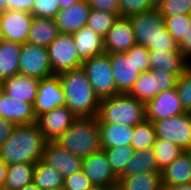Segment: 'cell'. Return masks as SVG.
<instances>
[{
    "label": "cell",
    "instance_id": "6da1fadb",
    "mask_svg": "<svg viewBox=\"0 0 191 190\" xmlns=\"http://www.w3.org/2000/svg\"><path fill=\"white\" fill-rule=\"evenodd\" d=\"M46 143L37 123L16 125L10 138L0 147V160L6 165L36 164L42 159Z\"/></svg>",
    "mask_w": 191,
    "mask_h": 190
},
{
    "label": "cell",
    "instance_id": "7a4b0ae2",
    "mask_svg": "<svg viewBox=\"0 0 191 190\" xmlns=\"http://www.w3.org/2000/svg\"><path fill=\"white\" fill-rule=\"evenodd\" d=\"M65 93L66 107L77 118L97 116L100 99L82 67L58 74Z\"/></svg>",
    "mask_w": 191,
    "mask_h": 190
},
{
    "label": "cell",
    "instance_id": "3957f363",
    "mask_svg": "<svg viewBox=\"0 0 191 190\" xmlns=\"http://www.w3.org/2000/svg\"><path fill=\"white\" fill-rule=\"evenodd\" d=\"M136 43L149 50L180 51L178 43L166 29L165 19L157 8L129 16Z\"/></svg>",
    "mask_w": 191,
    "mask_h": 190
},
{
    "label": "cell",
    "instance_id": "277c9868",
    "mask_svg": "<svg viewBox=\"0 0 191 190\" xmlns=\"http://www.w3.org/2000/svg\"><path fill=\"white\" fill-rule=\"evenodd\" d=\"M118 93L128 94L142 72L150 70L149 49L135 44L127 52L109 53Z\"/></svg>",
    "mask_w": 191,
    "mask_h": 190
},
{
    "label": "cell",
    "instance_id": "5b68a950",
    "mask_svg": "<svg viewBox=\"0 0 191 190\" xmlns=\"http://www.w3.org/2000/svg\"><path fill=\"white\" fill-rule=\"evenodd\" d=\"M56 143L82 159L102 150L97 116L77 118Z\"/></svg>",
    "mask_w": 191,
    "mask_h": 190
},
{
    "label": "cell",
    "instance_id": "8992f818",
    "mask_svg": "<svg viewBox=\"0 0 191 190\" xmlns=\"http://www.w3.org/2000/svg\"><path fill=\"white\" fill-rule=\"evenodd\" d=\"M97 118L98 123L136 126L146 120L145 104L129 94L119 93L100 100Z\"/></svg>",
    "mask_w": 191,
    "mask_h": 190
},
{
    "label": "cell",
    "instance_id": "52a82bcc",
    "mask_svg": "<svg viewBox=\"0 0 191 190\" xmlns=\"http://www.w3.org/2000/svg\"><path fill=\"white\" fill-rule=\"evenodd\" d=\"M81 67L100 100L119 94L115 85L109 53L85 59Z\"/></svg>",
    "mask_w": 191,
    "mask_h": 190
},
{
    "label": "cell",
    "instance_id": "ba28073f",
    "mask_svg": "<svg viewBox=\"0 0 191 190\" xmlns=\"http://www.w3.org/2000/svg\"><path fill=\"white\" fill-rule=\"evenodd\" d=\"M178 76L162 69L142 72L128 93L146 104L162 91L176 87Z\"/></svg>",
    "mask_w": 191,
    "mask_h": 190
},
{
    "label": "cell",
    "instance_id": "9c48e42d",
    "mask_svg": "<svg viewBox=\"0 0 191 190\" xmlns=\"http://www.w3.org/2000/svg\"><path fill=\"white\" fill-rule=\"evenodd\" d=\"M49 61L53 74L80 68L83 60L76 51L74 36L60 33L59 36L47 47Z\"/></svg>",
    "mask_w": 191,
    "mask_h": 190
},
{
    "label": "cell",
    "instance_id": "30bf717a",
    "mask_svg": "<svg viewBox=\"0 0 191 190\" xmlns=\"http://www.w3.org/2000/svg\"><path fill=\"white\" fill-rule=\"evenodd\" d=\"M156 139L175 143L187 151L191 146V112L153 122Z\"/></svg>",
    "mask_w": 191,
    "mask_h": 190
},
{
    "label": "cell",
    "instance_id": "8fae6325",
    "mask_svg": "<svg viewBox=\"0 0 191 190\" xmlns=\"http://www.w3.org/2000/svg\"><path fill=\"white\" fill-rule=\"evenodd\" d=\"M19 74L39 80L54 75L49 61L47 47L28 42L22 44Z\"/></svg>",
    "mask_w": 191,
    "mask_h": 190
},
{
    "label": "cell",
    "instance_id": "7c38bea8",
    "mask_svg": "<svg viewBox=\"0 0 191 190\" xmlns=\"http://www.w3.org/2000/svg\"><path fill=\"white\" fill-rule=\"evenodd\" d=\"M60 106H66V103L59 75L54 74L40 79L33 104L36 117Z\"/></svg>",
    "mask_w": 191,
    "mask_h": 190
},
{
    "label": "cell",
    "instance_id": "4fadbf2b",
    "mask_svg": "<svg viewBox=\"0 0 191 190\" xmlns=\"http://www.w3.org/2000/svg\"><path fill=\"white\" fill-rule=\"evenodd\" d=\"M76 119L77 116L70 109L60 106L39 115L36 123L47 142H56Z\"/></svg>",
    "mask_w": 191,
    "mask_h": 190
},
{
    "label": "cell",
    "instance_id": "5bb4252c",
    "mask_svg": "<svg viewBox=\"0 0 191 190\" xmlns=\"http://www.w3.org/2000/svg\"><path fill=\"white\" fill-rule=\"evenodd\" d=\"M146 120L154 122L185 113L176 87L162 91L145 104Z\"/></svg>",
    "mask_w": 191,
    "mask_h": 190
},
{
    "label": "cell",
    "instance_id": "9a60e30c",
    "mask_svg": "<svg viewBox=\"0 0 191 190\" xmlns=\"http://www.w3.org/2000/svg\"><path fill=\"white\" fill-rule=\"evenodd\" d=\"M34 16L25 11L8 10L0 13V28L4 40L24 44Z\"/></svg>",
    "mask_w": 191,
    "mask_h": 190
},
{
    "label": "cell",
    "instance_id": "2e32d148",
    "mask_svg": "<svg viewBox=\"0 0 191 190\" xmlns=\"http://www.w3.org/2000/svg\"><path fill=\"white\" fill-rule=\"evenodd\" d=\"M81 170L95 186L115 187L118 184L119 177L113 172L103 150L83 158Z\"/></svg>",
    "mask_w": 191,
    "mask_h": 190
},
{
    "label": "cell",
    "instance_id": "e0dca14e",
    "mask_svg": "<svg viewBox=\"0 0 191 190\" xmlns=\"http://www.w3.org/2000/svg\"><path fill=\"white\" fill-rule=\"evenodd\" d=\"M42 160L66 177L82 169L83 159L64 150L56 142H47Z\"/></svg>",
    "mask_w": 191,
    "mask_h": 190
},
{
    "label": "cell",
    "instance_id": "ac0fdd59",
    "mask_svg": "<svg viewBox=\"0 0 191 190\" xmlns=\"http://www.w3.org/2000/svg\"><path fill=\"white\" fill-rule=\"evenodd\" d=\"M135 44L137 43L129 17L119 16L104 37L105 53L127 52Z\"/></svg>",
    "mask_w": 191,
    "mask_h": 190
},
{
    "label": "cell",
    "instance_id": "d6986e66",
    "mask_svg": "<svg viewBox=\"0 0 191 190\" xmlns=\"http://www.w3.org/2000/svg\"><path fill=\"white\" fill-rule=\"evenodd\" d=\"M91 7L86 0H80L69 7L61 8L54 20L60 33L73 34L87 25Z\"/></svg>",
    "mask_w": 191,
    "mask_h": 190
},
{
    "label": "cell",
    "instance_id": "ffe728a7",
    "mask_svg": "<svg viewBox=\"0 0 191 190\" xmlns=\"http://www.w3.org/2000/svg\"><path fill=\"white\" fill-rule=\"evenodd\" d=\"M0 117L16 125L33 124L37 120L33 104L12 99L4 92L0 98Z\"/></svg>",
    "mask_w": 191,
    "mask_h": 190
},
{
    "label": "cell",
    "instance_id": "44dd1931",
    "mask_svg": "<svg viewBox=\"0 0 191 190\" xmlns=\"http://www.w3.org/2000/svg\"><path fill=\"white\" fill-rule=\"evenodd\" d=\"M39 81V79L18 74L4 79L1 84L4 93L12 99L34 104Z\"/></svg>",
    "mask_w": 191,
    "mask_h": 190
},
{
    "label": "cell",
    "instance_id": "7402d4cb",
    "mask_svg": "<svg viewBox=\"0 0 191 190\" xmlns=\"http://www.w3.org/2000/svg\"><path fill=\"white\" fill-rule=\"evenodd\" d=\"M150 71L162 69L178 77L190 65L189 59L181 51H155L149 50Z\"/></svg>",
    "mask_w": 191,
    "mask_h": 190
},
{
    "label": "cell",
    "instance_id": "603a6c76",
    "mask_svg": "<svg viewBox=\"0 0 191 190\" xmlns=\"http://www.w3.org/2000/svg\"><path fill=\"white\" fill-rule=\"evenodd\" d=\"M162 186H170L191 183V156L184 151L171 164L161 170Z\"/></svg>",
    "mask_w": 191,
    "mask_h": 190
},
{
    "label": "cell",
    "instance_id": "cb8c5ba5",
    "mask_svg": "<svg viewBox=\"0 0 191 190\" xmlns=\"http://www.w3.org/2000/svg\"><path fill=\"white\" fill-rule=\"evenodd\" d=\"M76 51L82 60L105 53L104 38L87 25L72 34Z\"/></svg>",
    "mask_w": 191,
    "mask_h": 190
},
{
    "label": "cell",
    "instance_id": "d4e9b609",
    "mask_svg": "<svg viewBox=\"0 0 191 190\" xmlns=\"http://www.w3.org/2000/svg\"><path fill=\"white\" fill-rule=\"evenodd\" d=\"M102 148L130 146L135 126L113 123H98Z\"/></svg>",
    "mask_w": 191,
    "mask_h": 190
},
{
    "label": "cell",
    "instance_id": "484cf974",
    "mask_svg": "<svg viewBox=\"0 0 191 190\" xmlns=\"http://www.w3.org/2000/svg\"><path fill=\"white\" fill-rule=\"evenodd\" d=\"M59 34L60 32L54 19L34 17L27 42L48 47Z\"/></svg>",
    "mask_w": 191,
    "mask_h": 190
},
{
    "label": "cell",
    "instance_id": "4316f807",
    "mask_svg": "<svg viewBox=\"0 0 191 190\" xmlns=\"http://www.w3.org/2000/svg\"><path fill=\"white\" fill-rule=\"evenodd\" d=\"M21 43L3 40L0 43V82L19 74Z\"/></svg>",
    "mask_w": 191,
    "mask_h": 190
},
{
    "label": "cell",
    "instance_id": "83f0119b",
    "mask_svg": "<svg viewBox=\"0 0 191 190\" xmlns=\"http://www.w3.org/2000/svg\"><path fill=\"white\" fill-rule=\"evenodd\" d=\"M142 173H161L153 148L135 152L120 176H133Z\"/></svg>",
    "mask_w": 191,
    "mask_h": 190
},
{
    "label": "cell",
    "instance_id": "f1b7e54d",
    "mask_svg": "<svg viewBox=\"0 0 191 190\" xmlns=\"http://www.w3.org/2000/svg\"><path fill=\"white\" fill-rule=\"evenodd\" d=\"M33 183L40 190H62L64 177L41 159L35 164Z\"/></svg>",
    "mask_w": 191,
    "mask_h": 190
},
{
    "label": "cell",
    "instance_id": "f546056e",
    "mask_svg": "<svg viewBox=\"0 0 191 190\" xmlns=\"http://www.w3.org/2000/svg\"><path fill=\"white\" fill-rule=\"evenodd\" d=\"M117 187L120 190H160L163 187L161 173L119 176Z\"/></svg>",
    "mask_w": 191,
    "mask_h": 190
},
{
    "label": "cell",
    "instance_id": "4dcf8cb0",
    "mask_svg": "<svg viewBox=\"0 0 191 190\" xmlns=\"http://www.w3.org/2000/svg\"><path fill=\"white\" fill-rule=\"evenodd\" d=\"M35 164L19 163L8 165L7 176L4 184L5 190H20L33 182Z\"/></svg>",
    "mask_w": 191,
    "mask_h": 190
},
{
    "label": "cell",
    "instance_id": "1f68e13d",
    "mask_svg": "<svg viewBox=\"0 0 191 190\" xmlns=\"http://www.w3.org/2000/svg\"><path fill=\"white\" fill-rule=\"evenodd\" d=\"M155 141L156 133L153 122L145 120L135 126L130 146L135 152H139L144 149L152 148Z\"/></svg>",
    "mask_w": 191,
    "mask_h": 190
},
{
    "label": "cell",
    "instance_id": "d6a6232c",
    "mask_svg": "<svg viewBox=\"0 0 191 190\" xmlns=\"http://www.w3.org/2000/svg\"><path fill=\"white\" fill-rule=\"evenodd\" d=\"M119 16L120 13H109L91 9L87 20V26L104 38Z\"/></svg>",
    "mask_w": 191,
    "mask_h": 190
},
{
    "label": "cell",
    "instance_id": "836d02e7",
    "mask_svg": "<svg viewBox=\"0 0 191 190\" xmlns=\"http://www.w3.org/2000/svg\"><path fill=\"white\" fill-rule=\"evenodd\" d=\"M152 148L160 170H163L184 152L175 143H170L162 139H156Z\"/></svg>",
    "mask_w": 191,
    "mask_h": 190
},
{
    "label": "cell",
    "instance_id": "e575fe53",
    "mask_svg": "<svg viewBox=\"0 0 191 190\" xmlns=\"http://www.w3.org/2000/svg\"><path fill=\"white\" fill-rule=\"evenodd\" d=\"M113 172L119 177L125 170L128 161L132 158L135 150L131 146H116L102 148Z\"/></svg>",
    "mask_w": 191,
    "mask_h": 190
},
{
    "label": "cell",
    "instance_id": "d590c367",
    "mask_svg": "<svg viewBox=\"0 0 191 190\" xmlns=\"http://www.w3.org/2000/svg\"><path fill=\"white\" fill-rule=\"evenodd\" d=\"M166 29L179 44L182 39H187L191 21L187 14L164 17Z\"/></svg>",
    "mask_w": 191,
    "mask_h": 190
},
{
    "label": "cell",
    "instance_id": "8d00e7d4",
    "mask_svg": "<svg viewBox=\"0 0 191 190\" xmlns=\"http://www.w3.org/2000/svg\"><path fill=\"white\" fill-rule=\"evenodd\" d=\"M176 89L182 107L185 111L191 112V64L185 69L181 76L178 77Z\"/></svg>",
    "mask_w": 191,
    "mask_h": 190
},
{
    "label": "cell",
    "instance_id": "74e56055",
    "mask_svg": "<svg viewBox=\"0 0 191 190\" xmlns=\"http://www.w3.org/2000/svg\"><path fill=\"white\" fill-rule=\"evenodd\" d=\"M151 0H119V13L122 17L153 10Z\"/></svg>",
    "mask_w": 191,
    "mask_h": 190
},
{
    "label": "cell",
    "instance_id": "f35d334b",
    "mask_svg": "<svg viewBox=\"0 0 191 190\" xmlns=\"http://www.w3.org/2000/svg\"><path fill=\"white\" fill-rule=\"evenodd\" d=\"M60 10L59 0H35L31 14L34 17L54 19Z\"/></svg>",
    "mask_w": 191,
    "mask_h": 190
},
{
    "label": "cell",
    "instance_id": "ab89813d",
    "mask_svg": "<svg viewBox=\"0 0 191 190\" xmlns=\"http://www.w3.org/2000/svg\"><path fill=\"white\" fill-rule=\"evenodd\" d=\"M163 17L177 16L189 13L191 0H166L157 8Z\"/></svg>",
    "mask_w": 191,
    "mask_h": 190
},
{
    "label": "cell",
    "instance_id": "60d3db41",
    "mask_svg": "<svg viewBox=\"0 0 191 190\" xmlns=\"http://www.w3.org/2000/svg\"><path fill=\"white\" fill-rule=\"evenodd\" d=\"M93 186L92 182L82 170L64 177L62 190H88Z\"/></svg>",
    "mask_w": 191,
    "mask_h": 190
},
{
    "label": "cell",
    "instance_id": "b9f144b4",
    "mask_svg": "<svg viewBox=\"0 0 191 190\" xmlns=\"http://www.w3.org/2000/svg\"><path fill=\"white\" fill-rule=\"evenodd\" d=\"M91 9L119 13V0H86Z\"/></svg>",
    "mask_w": 191,
    "mask_h": 190
},
{
    "label": "cell",
    "instance_id": "7bdbcfd3",
    "mask_svg": "<svg viewBox=\"0 0 191 190\" xmlns=\"http://www.w3.org/2000/svg\"><path fill=\"white\" fill-rule=\"evenodd\" d=\"M16 124L0 117V147L10 138Z\"/></svg>",
    "mask_w": 191,
    "mask_h": 190
},
{
    "label": "cell",
    "instance_id": "ee69618b",
    "mask_svg": "<svg viewBox=\"0 0 191 190\" xmlns=\"http://www.w3.org/2000/svg\"><path fill=\"white\" fill-rule=\"evenodd\" d=\"M35 0H9L8 10L31 13Z\"/></svg>",
    "mask_w": 191,
    "mask_h": 190
},
{
    "label": "cell",
    "instance_id": "f6af8a7d",
    "mask_svg": "<svg viewBox=\"0 0 191 190\" xmlns=\"http://www.w3.org/2000/svg\"><path fill=\"white\" fill-rule=\"evenodd\" d=\"M179 50L189 59L191 57V26L187 33V39H182L178 44Z\"/></svg>",
    "mask_w": 191,
    "mask_h": 190
},
{
    "label": "cell",
    "instance_id": "bcb514c9",
    "mask_svg": "<svg viewBox=\"0 0 191 190\" xmlns=\"http://www.w3.org/2000/svg\"><path fill=\"white\" fill-rule=\"evenodd\" d=\"M8 165L0 160V190L4 189V184L7 176Z\"/></svg>",
    "mask_w": 191,
    "mask_h": 190
},
{
    "label": "cell",
    "instance_id": "7dc6e473",
    "mask_svg": "<svg viewBox=\"0 0 191 190\" xmlns=\"http://www.w3.org/2000/svg\"><path fill=\"white\" fill-rule=\"evenodd\" d=\"M169 190H191V183L168 187Z\"/></svg>",
    "mask_w": 191,
    "mask_h": 190
},
{
    "label": "cell",
    "instance_id": "c3c4849f",
    "mask_svg": "<svg viewBox=\"0 0 191 190\" xmlns=\"http://www.w3.org/2000/svg\"><path fill=\"white\" fill-rule=\"evenodd\" d=\"M80 0H59L60 8H66L69 7L71 4H74L75 2H78Z\"/></svg>",
    "mask_w": 191,
    "mask_h": 190
},
{
    "label": "cell",
    "instance_id": "681fc988",
    "mask_svg": "<svg viewBox=\"0 0 191 190\" xmlns=\"http://www.w3.org/2000/svg\"><path fill=\"white\" fill-rule=\"evenodd\" d=\"M9 0H0V13L8 11Z\"/></svg>",
    "mask_w": 191,
    "mask_h": 190
},
{
    "label": "cell",
    "instance_id": "f907efd6",
    "mask_svg": "<svg viewBox=\"0 0 191 190\" xmlns=\"http://www.w3.org/2000/svg\"><path fill=\"white\" fill-rule=\"evenodd\" d=\"M20 190H40V189L32 182L30 184H27L26 186H24Z\"/></svg>",
    "mask_w": 191,
    "mask_h": 190
},
{
    "label": "cell",
    "instance_id": "816d5d0a",
    "mask_svg": "<svg viewBox=\"0 0 191 190\" xmlns=\"http://www.w3.org/2000/svg\"><path fill=\"white\" fill-rule=\"evenodd\" d=\"M112 187H104V186H95L93 185L88 190H111Z\"/></svg>",
    "mask_w": 191,
    "mask_h": 190
},
{
    "label": "cell",
    "instance_id": "f5cc1de1",
    "mask_svg": "<svg viewBox=\"0 0 191 190\" xmlns=\"http://www.w3.org/2000/svg\"><path fill=\"white\" fill-rule=\"evenodd\" d=\"M166 0H151L153 7L158 8L161 6Z\"/></svg>",
    "mask_w": 191,
    "mask_h": 190
},
{
    "label": "cell",
    "instance_id": "db71d44e",
    "mask_svg": "<svg viewBox=\"0 0 191 190\" xmlns=\"http://www.w3.org/2000/svg\"><path fill=\"white\" fill-rule=\"evenodd\" d=\"M3 92H4L3 86H2V84H1V82H0V98H1V96H2V94H3Z\"/></svg>",
    "mask_w": 191,
    "mask_h": 190
},
{
    "label": "cell",
    "instance_id": "11a10c76",
    "mask_svg": "<svg viewBox=\"0 0 191 190\" xmlns=\"http://www.w3.org/2000/svg\"><path fill=\"white\" fill-rule=\"evenodd\" d=\"M3 36H2V31H1V28H0V43L3 41Z\"/></svg>",
    "mask_w": 191,
    "mask_h": 190
},
{
    "label": "cell",
    "instance_id": "9f6ffc18",
    "mask_svg": "<svg viewBox=\"0 0 191 190\" xmlns=\"http://www.w3.org/2000/svg\"><path fill=\"white\" fill-rule=\"evenodd\" d=\"M111 190H120L117 186L112 187Z\"/></svg>",
    "mask_w": 191,
    "mask_h": 190
},
{
    "label": "cell",
    "instance_id": "6f0895ef",
    "mask_svg": "<svg viewBox=\"0 0 191 190\" xmlns=\"http://www.w3.org/2000/svg\"><path fill=\"white\" fill-rule=\"evenodd\" d=\"M188 16H189V19H190V21H191V9H190V11H189V13H188Z\"/></svg>",
    "mask_w": 191,
    "mask_h": 190
},
{
    "label": "cell",
    "instance_id": "680465c9",
    "mask_svg": "<svg viewBox=\"0 0 191 190\" xmlns=\"http://www.w3.org/2000/svg\"><path fill=\"white\" fill-rule=\"evenodd\" d=\"M187 152L190 154L191 156V146L189 147V149L187 150Z\"/></svg>",
    "mask_w": 191,
    "mask_h": 190
},
{
    "label": "cell",
    "instance_id": "91938a15",
    "mask_svg": "<svg viewBox=\"0 0 191 190\" xmlns=\"http://www.w3.org/2000/svg\"><path fill=\"white\" fill-rule=\"evenodd\" d=\"M160 190H169L168 188H164V187H162Z\"/></svg>",
    "mask_w": 191,
    "mask_h": 190
}]
</instances>
